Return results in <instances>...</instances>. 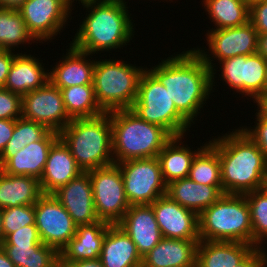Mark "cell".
<instances>
[{
	"label": "cell",
	"mask_w": 267,
	"mask_h": 267,
	"mask_svg": "<svg viewBox=\"0 0 267 267\" xmlns=\"http://www.w3.org/2000/svg\"><path fill=\"white\" fill-rule=\"evenodd\" d=\"M152 68L149 71L166 87L177 111L194 124L213 92L212 70L194 48L171 55Z\"/></svg>",
	"instance_id": "6da1fadb"
},
{
	"label": "cell",
	"mask_w": 267,
	"mask_h": 267,
	"mask_svg": "<svg viewBox=\"0 0 267 267\" xmlns=\"http://www.w3.org/2000/svg\"><path fill=\"white\" fill-rule=\"evenodd\" d=\"M220 137L208 142L219 155L223 193L244 195L263 188L264 153L240 128Z\"/></svg>",
	"instance_id": "7a4b0ae2"
},
{
	"label": "cell",
	"mask_w": 267,
	"mask_h": 267,
	"mask_svg": "<svg viewBox=\"0 0 267 267\" xmlns=\"http://www.w3.org/2000/svg\"><path fill=\"white\" fill-rule=\"evenodd\" d=\"M81 5L88 11L71 46L88 53L122 48L134 37V25L127 5L113 0L87 1ZM127 8V9H126Z\"/></svg>",
	"instance_id": "3957f363"
},
{
	"label": "cell",
	"mask_w": 267,
	"mask_h": 267,
	"mask_svg": "<svg viewBox=\"0 0 267 267\" xmlns=\"http://www.w3.org/2000/svg\"><path fill=\"white\" fill-rule=\"evenodd\" d=\"M83 172L114 164L110 112L92 118H75L59 132Z\"/></svg>",
	"instance_id": "277c9868"
},
{
	"label": "cell",
	"mask_w": 267,
	"mask_h": 267,
	"mask_svg": "<svg viewBox=\"0 0 267 267\" xmlns=\"http://www.w3.org/2000/svg\"><path fill=\"white\" fill-rule=\"evenodd\" d=\"M114 163L157 157L172 136L162 127L139 118L130 109L110 111Z\"/></svg>",
	"instance_id": "5b68a950"
},
{
	"label": "cell",
	"mask_w": 267,
	"mask_h": 267,
	"mask_svg": "<svg viewBox=\"0 0 267 267\" xmlns=\"http://www.w3.org/2000/svg\"><path fill=\"white\" fill-rule=\"evenodd\" d=\"M200 240L253 245L250 210L245 195L223 194L198 215Z\"/></svg>",
	"instance_id": "8992f818"
},
{
	"label": "cell",
	"mask_w": 267,
	"mask_h": 267,
	"mask_svg": "<svg viewBox=\"0 0 267 267\" xmlns=\"http://www.w3.org/2000/svg\"><path fill=\"white\" fill-rule=\"evenodd\" d=\"M132 65L114 58L95 62L92 84L96 100L105 112L130 109L136 100L146 68Z\"/></svg>",
	"instance_id": "52a82bcc"
},
{
	"label": "cell",
	"mask_w": 267,
	"mask_h": 267,
	"mask_svg": "<svg viewBox=\"0 0 267 267\" xmlns=\"http://www.w3.org/2000/svg\"><path fill=\"white\" fill-rule=\"evenodd\" d=\"M148 69L142 73L130 110L144 121L164 128L172 137L186 134L191 124L177 111L166 87Z\"/></svg>",
	"instance_id": "ba28073f"
},
{
	"label": "cell",
	"mask_w": 267,
	"mask_h": 267,
	"mask_svg": "<svg viewBox=\"0 0 267 267\" xmlns=\"http://www.w3.org/2000/svg\"><path fill=\"white\" fill-rule=\"evenodd\" d=\"M124 181L127 201L130 205L152 204L167 194L160 163L157 157L131 159L116 163Z\"/></svg>",
	"instance_id": "9c48e42d"
},
{
	"label": "cell",
	"mask_w": 267,
	"mask_h": 267,
	"mask_svg": "<svg viewBox=\"0 0 267 267\" xmlns=\"http://www.w3.org/2000/svg\"><path fill=\"white\" fill-rule=\"evenodd\" d=\"M87 172L92 184L98 219L112 225L117 224L130 207L119 166L114 163Z\"/></svg>",
	"instance_id": "30bf717a"
},
{
	"label": "cell",
	"mask_w": 267,
	"mask_h": 267,
	"mask_svg": "<svg viewBox=\"0 0 267 267\" xmlns=\"http://www.w3.org/2000/svg\"><path fill=\"white\" fill-rule=\"evenodd\" d=\"M206 38L207 45H209L208 52L203 49L200 50L199 48H195L194 50L212 70V90L213 86H215V71H217L216 65L213 66L215 59L220 62L235 56H249L257 53L258 33L250 21L237 27L210 30L207 32ZM209 51L212 58L210 54H207ZM213 57L214 60H211Z\"/></svg>",
	"instance_id": "8fae6325"
},
{
	"label": "cell",
	"mask_w": 267,
	"mask_h": 267,
	"mask_svg": "<svg viewBox=\"0 0 267 267\" xmlns=\"http://www.w3.org/2000/svg\"><path fill=\"white\" fill-rule=\"evenodd\" d=\"M220 69L224 80L236 93L256 99L266 92L267 60L258 53L235 56L222 60Z\"/></svg>",
	"instance_id": "7c38bea8"
},
{
	"label": "cell",
	"mask_w": 267,
	"mask_h": 267,
	"mask_svg": "<svg viewBox=\"0 0 267 267\" xmlns=\"http://www.w3.org/2000/svg\"><path fill=\"white\" fill-rule=\"evenodd\" d=\"M35 225L42 243L58 252L77 231V225L53 194H43L35 203Z\"/></svg>",
	"instance_id": "4fadbf2b"
},
{
	"label": "cell",
	"mask_w": 267,
	"mask_h": 267,
	"mask_svg": "<svg viewBox=\"0 0 267 267\" xmlns=\"http://www.w3.org/2000/svg\"><path fill=\"white\" fill-rule=\"evenodd\" d=\"M71 8L67 0H27L18 11L28 32L41 43L55 38L65 28Z\"/></svg>",
	"instance_id": "5bb4252c"
},
{
	"label": "cell",
	"mask_w": 267,
	"mask_h": 267,
	"mask_svg": "<svg viewBox=\"0 0 267 267\" xmlns=\"http://www.w3.org/2000/svg\"><path fill=\"white\" fill-rule=\"evenodd\" d=\"M22 117L58 133L72 120L66 112L60 89L50 81L22 96Z\"/></svg>",
	"instance_id": "9a60e30c"
},
{
	"label": "cell",
	"mask_w": 267,
	"mask_h": 267,
	"mask_svg": "<svg viewBox=\"0 0 267 267\" xmlns=\"http://www.w3.org/2000/svg\"><path fill=\"white\" fill-rule=\"evenodd\" d=\"M162 236L172 239H200L198 215L173 201L167 194L150 204Z\"/></svg>",
	"instance_id": "2e32d148"
},
{
	"label": "cell",
	"mask_w": 267,
	"mask_h": 267,
	"mask_svg": "<svg viewBox=\"0 0 267 267\" xmlns=\"http://www.w3.org/2000/svg\"><path fill=\"white\" fill-rule=\"evenodd\" d=\"M52 194L63 205L77 226L90 225L99 221L88 172H82Z\"/></svg>",
	"instance_id": "e0dca14e"
},
{
	"label": "cell",
	"mask_w": 267,
	"mask_h": 267,
	"mask_svg": "<svg viewBox=\"0 0 267 267\" xmlns=\"http://www.w3.org/2000/svg\"><path fill=\"white\" fill-rule=\"evenodd\" d=\"M117 225L135 243L142 257L163 238L150 204L130 205Z\"/></svg>",
	"instance_id": "ac0fdd59"
},
{
	"label": "cell",
	"mask_w": 267,
	"mask_h": 267,
	"mask_svg": "<svg viewBox=\"0 0 267 267\" xmlns=\"http://www.w3.org/2000/svg\"><path fill=\"white\" fill-rule=\"evenodd\" d=\"M59 139V133L50 130L41 140L31 142L10 157L1 167L9 175H27L40 179L51 146Z\"/></svg>",
	"instance_id": "d6986e66"
},
{
	"label": "cell",
	"mask_w": 267,
	"mask_h": 267,
	"mask_svg": "<svg viewBox=\"0 0 267 267\" xmlns=\"http://www.w3.org/2000/svg\"><path fill=\"white\" fill-rule=\"evenodd\" d=\"M69 148L59 138L52 146L40 180L43 194H52L59 187L82 173Z\"/></svg>",
	"instance_id": "ffe728a7"
},
{
	"label": "cell",
	"mask_w": 267,
	"mask_h": 267,
	"mask_svg": "<svg viewBox=\"0 0 267 267\" xmlns=\"http://www.w3.org/2000/svg\"><path fill=\"white\" fill-rule=\"evenodd\" d=\"M200 239L163 237L143 256L142 267H196V251Z\"/></svg>",
	"instance_id": "44dd1931"
},
{
	"label": "cell",
	"mask_w": 267,
	"mask_h": 267,
	"mask_svg": "<svg viewBox=\"0 0 267 267\" xmlns=\"http://www.w3.org/2000/svg\"><path fill=\"white\" fill-rule=\"evenodd\" d=\"M110 224L99 220L90 225H79L69 242L59 252V262H77L98 259Z\"/></svg>",
	"instance_id": "7402d4cb"
},
{
	"label": "cell",
	"mask_w": 267,
	"mask_h": 267,
	"mask_svg": "<svg viewBox=\"0 0 267 267\" xmlns=\"http://www.w3.org/2000/svg\"><path fill=\"white\" fill-rule=\"evenodd\" d=\"M90 54L70 45L66 56L49 72V81L59 89L70 86L93 85L95 60L86 59Z\"/></svg>",
	"instance_id": "603a6c76"
},
{
	"label": "cell",
	"mask_w": 267,
	"mask_h": 267,
	"mask_svg": "<svg viewBox=\"0 0 267 267\" xmlns=\"http://www.w3.org/2000/svg\"><path fill=\"white\" fill-rule=\"evenodd\" d=\"M99 259L103 267H142L143 261L135 243L117 224L107 227Z\"/></svg>",
	"instance_id": "cb8c5ba5"
},
{
	"label": "cell",
	"mask_w": 267,
	"mask_h": 267,
	"mask_svg": "<svg viewBox=\"0 0 267 267\" xmlns=\"http://www.w3.org/2000/svg\"><path fill=\"white\" fill-rule=\"evenodd\" d=\"M45 70L38 58L26 53H17L4 88L21 96L42 88L49 81V70L47 72Z\"/></svg>",
	"instance_id": "d4e9b609"
},
{
	"label": "cell",
	"mask_w": 267,
	"mask_h": 267,
	"mask_svg": "<svg viewBox=\"0 0 267 267\" xmlns=\"http://www.w3.org/2000/svg\"><path fill=\"white\" fill-rule=\"evenodd\" d=\"M222 185H206L189 177L175 180L167 185V195L181 206L199 215L222 195Z\"/></svg>",
	"instance_id": "484cf974"
},
{
	"label": "cell",
	"mask_w": 267,
	"mask_h": 267,
	"mask_svg": "<svg viewBox=\"0 0 267 267\" xmlns=\"http://www.w3.org/2000/svg\"><path fill=\"white\" fill-rule=\"evenodd\" d=\"M254 248L242 242L200 240L196 251V267H234Z\"/></svg>",
	"instance_id": "4316f807"
},
{
	"label": "cell",
	"mask_w": 267,
	"mask_h": 267,
	"mask_svg": "<svg viewBox=\"0 0 267 267\" xmlns=\"http://www.w3.org/2000/svg\"><path fill=\"white\" fill-rule=\"evenodd\" d=\"M42 195L38 178L0 170V209L35 204Z\"/></svg>",
	"instance_id": "83f0119b"
},
{
	"label": "cell",
	"mask_w": 267,
	"mask_h": 267,
	"mask_svg": "<svg viewBox=\"0 0 267 267\" xmlns=\"http://www.w3.org/2000/svg\"><path fill=\"white\" fill-rule=\"evenodd\" d=\"M182 138L183 135L172 137L157 156L166 185L188 177L193 158L208 143L203 144L197 151H192L188 145L180 142Z\"/></svg>",
	"instance_id": "f1b7e54d"
},
{
	"label": "cell",
	"mask_w": 267,
	"mask_h": 267,
	"mask_svg": "<svg viewBox=\"0 0 267 267\" xmlns=\"http://www.w3.org/2000/svg\"><path fill=\"white\" fill-rule=\"evenodd\" d=\"M205 11L217 29L232 28L249 22L250 6L242 0H203Z\"/></svg>",
	"instance_id": "f546056e"
},
{
	"label": "cell",
	"mask_w": 267,
	"mask_h": 267,
	"mask_svg": "<svg viewBox=\"0 0 267 267\" xmlns=\"http://www.w3.org/2000/svg\"><path fill=\"white\" fill-rule=\"evenodd\" d=\"M15 267H58L59 252L48 245H1Z\"/></svg>",
	"instance_id": "4dcf8cb0"
},
{
	"label": "cell",
	"mask_w": 267,
	"mask_h": 267,
	"mask_svg": "<svg viewBox=\"0 0 267 267\" xmlns=\"http://www.w3.org/2000/svg\"><path fill=\"white\" fill-rule=\"evenodd\" d=\"M60 91L71 119L92 118L105 113L96 100L93 85L70 86Z\"/></svg>",
	"instance_id": "1f68e13d"
},
{
	"label": "cell",
	"mask_w": 267,
	"mask_h": 267,
	"mask_svg": "<svg viewBox=\"0 0 267 267\" xmlns=\"http://www.w3.org/2000/svg\"><path fill=\"white\" fill-rule=\"evenodd\" d=\"M34 40L19 11L0 8V50L13 51L12 48L26 42L35 43Z\"/></svg>",
	"instance_id": "d6a6232c"
},
{
	"label": "cell",
	"mask_w": 267,
	"mask_h": 267,
	"mask_svg": "<svg viewBox=\"0 0 267 267\" xmlns=\"http://www.w3.org/2000/svg\"><path fill=\"white\" fill-rule=\"evenodd\" d=\"M50 130L43 124L20 117L15 120L11 139L7 142L0 155V167L17 151L31 142L41 140Z\"/></svg>",
	"instance_id": "836d02e7"
},
{
	"label": "cell",
	"mask_w": 267,
	"mask_h": 267,
	"mask_svg": "<svg viewBox=\"0 0 267 267\" xmlns=\"http://www.w3.org/2000/svg\"><path fill=\"white\" fill-rule=\"evenodd\" d=\"M188 177L199 184L222 185L219 155L209 143L193 158Z\"/></svg>",
	"instance_id": "e575fe53"
},
{
	"label": "cell",
	"mask_w": 267,
	"mask_h": 267,
	"mask_svg": "<svg viewBox=\"0 0 267 267\" xmlns=\"http://www.w3.org/2000/svg\"><path fill=\"white\" fill-rule=\"evenodd\" d=\"M244 195L250 210L253 246L261 247L262 242L267 240V189H257Z\"/></svg>",
	"instance_id": "d590c367"
},
{
	"label": "cell",
	"mask_w": 267,
	"mask_h": 267,
	"mask_svg": "<svg viewBox=\"0 0 267 267\" xmlns=\"http://www.w3.org/2000/svg\"><path fill=\"white\" fill-rule=\"evenodd\" d=\"M1 210L3 240L8 234L15 232L21 227L35 224V204Z\"/></svg>",
	"instance_id": "8d00e7d4"
},
{
	"label": "cell",
	"mask_w": 267,
	"mask_h": 267,
	"mask_svg": "<svg viewBox=\"0 0 267 267\" xmlns=\"http://www.w3.org/2000/svg\"><path fill=\"white\" fill-rule=\"evenodd\" d=\"M20 117H22V96L1 87L0 119L16 120Z\"/></svg>",
	"instance_id": "74e56055"
},
{
	"label": "cell",
	"mask_w": 267,
	"mask_h": 267,
	"mask_svg": "<svg viewBox=\"0 0 267 267\" xmlns=\"http://www.w3.org/2000/svg\"><path fill=\"white\" fill-rule=\"evenodd\" d=\"M43 244L35 224L21 227L8 234L1 245H36Z\"/></svg>",
	"instance_id": "f35d334b"
},
{
	"label": "cell",
	"mask_w": 267,
	"mask_h": 267,
	"mask_svg": "<svg viewBox=\"0 0 267 267\" xmlns=\"http://www.w3.org/2000/svg\"><path fill=\"white\" fill-rule=\"evenodd\" d=\"M255 114L256 124L253 127L240 128L258 146L267 158V120L262 119L257 113Z\"/></svg>",
	"instance_id": "ab89813d"
},
{
	"label": "cell",
	"mask_w": 267,
	"mask_h": 267,
	"mask_svg": "<svg viewBox=\"0 0 267 267\" xmlns=\"http://www.w3.org/2000/svg\"><path fill=\"white\" fill-rule=\"evenodd\" d=\"M249 21L258 34L267 33V0H260L250 5Z\"/></svg>",
	"instance_id": "60d3db41"
},
{
	"label": "cell",
	"mask_w": 267,
	"mask_h": 267,
	"mask_svg": "<svg viewBox=\"0 0 267 267\" xmlns=\"http://www.w3.org/2000/svg\"><path fill=\"white\" fill-rule=\"evenodd\" d=\"M263 247H255L239 264L234 267H266L267 253Z\"/></svg>",
	"instance_id": "b9f144b4"
},
{
	"label": "cell",
	"mask_w": 267,
	"mask_h": 267,
	"mask_svg": "<svg viewBox=\"0 0 267 267\" xmlns=\"http://www.w3.org/2000/svg\"><path fill=\"white\" fill-rule=\"evenodd\" d=\"M15 55L14 51L12 53L10 50H0V88L6 83Z\"/></svg>",
	"instance_id": "7bdbcfd3"
},
{
	"label": "cell",
	"mask_w": 267,
	"mask_h": 267,
	"mask_svg": "<svg viewBox=\"0 0 267 267\" xmlns=\"http://www.w3.org/2000/svg\"><path fill=\"white\" fill-rule=\"evenodd\" d=\"M15 120L0 119V155L13 135Z\"/></svg>",
	"instance_id": "ee69618b"
},
{
	"label": "cell",
	"mask_w": 267,
	"mask_h": 267,
	"mask_svg": "<svg viewBox=\"0 0 267 267\" xmlns=\"http://www.w3.org/2000/svg\"><path fill=\"white\" fill-rule=\"evenodd\" d=\"M58 267H103L100 259L82 260L72 263L58 262Z\"/></svg>",
	"instance_id": "f6af8a7d"
},
{
	"label": "cell",
	"mask_w": 267,
	"mask_h": 267,
	"mask_svg": "<svg viewBox=\"0 0 267 267\" xmlns=\"http://www.w3.org/2000/svg\"><path fill=\"white\" fill-rule=\"evenodd\" d=\"M254 103L257 104V114L262 118L267 120V91L259 95Z\"/></svg>",
	"instance_id": "bcb514c9"
},
{
	"label": "cell",
	"mask_w": 267,
	"mask_h": 267,
	"mask_svg": "<svg viewBox=\"0 0 267 267\" xmlns=\"http://www.w3.org/2000/svg\"><path fill=\"white\" fill-rule=\"evenodd\" d=\"M257 53L267 60V33L258 34Z\"/></svg>",
	"instance_id": "7dc6e473"
},
{
	"label": "cell",
	"mask_w": 267,
	"mask_h": 267,
	"mask_svg": "<svg viewBox=\"0 0 267 267\" xmlns=\"http://www.w3.org/2000/svg\"><path fill=\"white\" fill-rule=\"evenodd\" d=\"M27 0H0V8L19 10Z\"/></svg>",
	"instance_id": "c3c4849f"
},
{
	"label": "cell",
	"mask_w": 267,
	"mask_h": 267,
	"mask_svg": "<svg viewBox=\"0 0 267 267\" xmlns=\"http://www.w3.org/2000/svg\"><path fill=\"white\" fill-rule=\"evenodd\" d=\"M0 267H15L14 263L8 258L6 252L0 246Z\"/></svg>",
	"instance_id": "681fc988"
},
{
	"label": "cell",
	"mask_w": 267,
	"mask_h": 267,
	"mask_svg": "<svg viewBox=\"0 0 267 267\" xmlns=\"http://www.w3.org/2000/svg\"><path fill=\"white\" fill-rule=\"evenodd\" d=\"M3 242L2 210L0 209V245Z\"/></svg>",
	"instance_id": "f907efd6"
},
{
	"label": "cell",
	"mask_w": 267,
	"mask_h": 267,
	"mask_svg": "<svg viewBox=\"0 0 267 267\" xmlns=\"http://www.w3.org/2000/svg\"><path fill=\"white\" fill-rule=\"evenodd\" d=\"M263 188L267 189V161H266L265 175L263 180Z\"/></svg>",
	"instance_id": "816d5d0a"
},
{
	"label": "cell",
	"mask_w": 267,
	"mask_h": 267,
	"mask_svg": "<svg viewBox=\"0 0 267 267\" xmlns=\"http://www.w3.org/2000/svg\"><path fill=\"white\" fill-rule=\"evenodd\" d=\"M67 1L70 3L71 6H74V5H72V3L74 2V0H67ZM87 1H96V0H79V4H80V2L81 3H84V2H87Z\"/></svg>",
	"instance_id": "f5cc1de1"
},
{
	"label": "cell",
	"mask_w": 267,
	"mask_h": 267,
	"mask_svg": "<svg viewBox=\"0 0 267 267\" xmlns=\"http://www.w3.org/2000/svg\"><path fill=\"white\" fill-rule=\"evenodd\" d=\"M242 1L247 3L250 6L252 3L260 1V0H242Z\"/></svg>",
	"instance_id": "db71d44e"
},
{
	"label": "cell",
	"mask_w": 267,
	"mask_h": 267,
	"mask_svg": "<svg viewBox=\"0 0 267 267\" xmlns=\"http://www.w3.org/2000/svg\"><path fill=\"white\" fill-rule=\"evenodd\" d=\"M113 1H116V2H118L120 4H122V5H127L126 4L127 2H125V0H113Z\"/></svg>",
	"instance_id": "11a10c76"
},
{
	"label": "cell",
	"mask_w": 267,
	"mask_h": 267,
	"mask_svg": "<svg viewBox=\"0 0 267 267\" xmlns=\"http://www.w3.org/2000/svg\"><path fill=\"white\" fill-rule=\"evenodd\" d=\"M266 91H267V69H266Z\"/></svg>",
	"instance_id": "9f6ffc18"
}]
</instances>
